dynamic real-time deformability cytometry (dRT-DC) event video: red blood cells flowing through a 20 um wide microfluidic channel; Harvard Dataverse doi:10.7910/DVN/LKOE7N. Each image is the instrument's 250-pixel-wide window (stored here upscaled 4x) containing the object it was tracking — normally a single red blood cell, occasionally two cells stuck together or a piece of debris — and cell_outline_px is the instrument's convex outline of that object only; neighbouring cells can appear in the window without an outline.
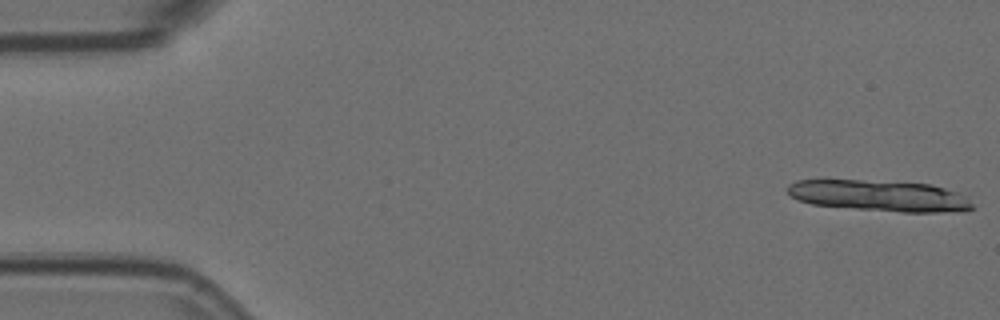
{"species": "Egyptian fruit bat (a non-hibernating species)", "species_latin": "Rousettus aegyptiacus", "temperature_condition": "room temperature", "stored_images_in_passage": 8, "camera_frame_rate_fps": 3000, "um_per_image_px": 0.085, "animal": {"sex": "female"}, "frame": {"image": 1, "passage_image": 1, "time_ms": 0.0, "image_size_px": [1000, 320], "cell_outline_px": [[976, 208], [964, 212], [900, 212], [812, 204], [796, 200], [788, 192], [788, 184], [796, 180], [824, 176], [932, 184], [968, 196]], "centroid_in_image_um": [74.7, 16.59], "position_along_channel_um": 10.3, "area_um2": 35.08}}
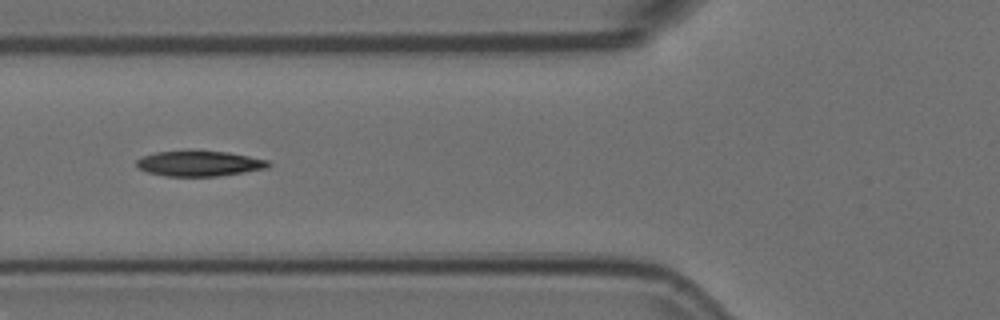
{"frame": {"image": 2, "passage_image": 6, "time_ms": 1.667, "image_size_px": [1000, 320], "cell_outline_px": [[272, 164], [268, 168], [220, 176], [164, 176], [148, 172], [136, 168], [136, 160], [140, 156], [156, 152], [188, 148], [228, 152], [268, 160]], "centroid_in_image_um": [16.89, 13.86], "position_along_channel_um": 108.9, "area_um2": 20.35}}
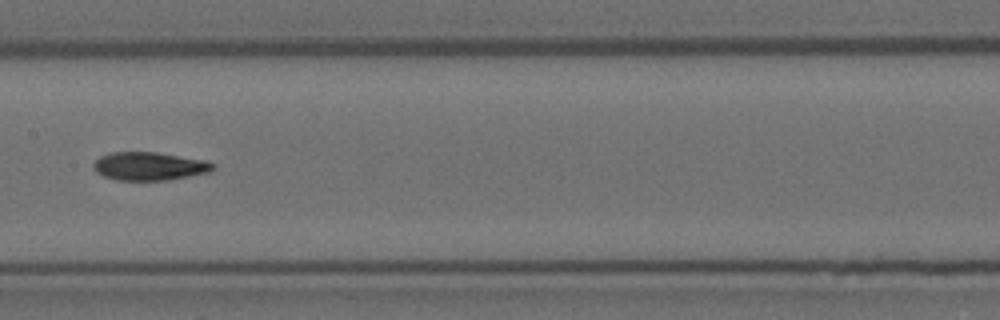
{"frame": {"image": 3, "passage_image": 8, "time_ms": 2.333, "image_size_px": [1000, 320], "cell_outline_px": [[216, 168], [208, 172], [168, 180], [116, 180], [104, 176], [96, 172], [92, 168], [92, 164], [100, 156], [112, 152], [156, 152], [204, 160], [216, 164]], "centroid_in_image_um": [12.67, 14.12], "position_along_channel_um": 194.7, "area_um2": 19.65}}